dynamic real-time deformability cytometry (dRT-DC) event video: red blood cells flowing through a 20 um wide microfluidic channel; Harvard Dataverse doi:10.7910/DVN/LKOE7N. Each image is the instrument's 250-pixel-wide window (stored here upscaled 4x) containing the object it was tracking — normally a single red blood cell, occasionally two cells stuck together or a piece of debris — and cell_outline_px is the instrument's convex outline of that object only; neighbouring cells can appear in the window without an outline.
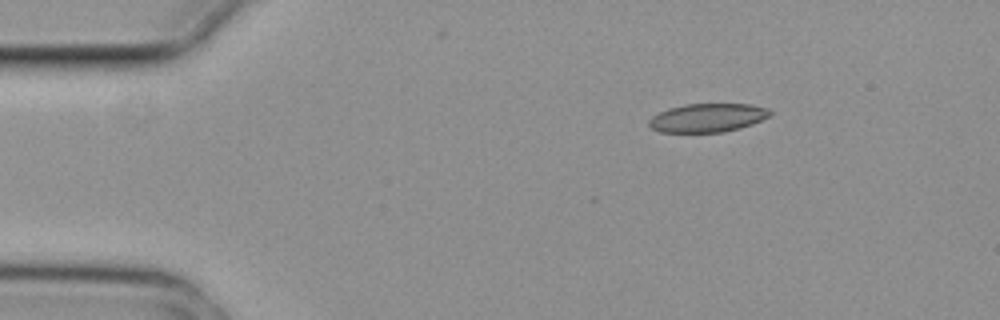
{"species": "common noctule bat (a hibernating species)", "species_latin": "Nyctalus noctula", "temperature_condition": "cold", "stored_images_in_passage": 3, "camera_frame_rate_fps": 3000, "um_per_image_px": 0.085, "animal": {"sex": "female", "body_mass_g": 29.2, "forearm_length_mm": 56.3}, "frame": {"image": 1, "passage_image": 1, "time_ms": 0.0, "image_size_px": [1000, 320], "cell_outline_px": [[772, 112], [768, 116], [752, 124], [740, 128], [724, 132], [660, 132], [652, 128], [648, 124], [648, 120], [652, 116], [668, 108], [684, 104], [752, 104], [768, 108]], "centroid_in_image_um": [60.13, 10.01], "position_along_channel_um": 24.9, "area_um2": 20.17}}